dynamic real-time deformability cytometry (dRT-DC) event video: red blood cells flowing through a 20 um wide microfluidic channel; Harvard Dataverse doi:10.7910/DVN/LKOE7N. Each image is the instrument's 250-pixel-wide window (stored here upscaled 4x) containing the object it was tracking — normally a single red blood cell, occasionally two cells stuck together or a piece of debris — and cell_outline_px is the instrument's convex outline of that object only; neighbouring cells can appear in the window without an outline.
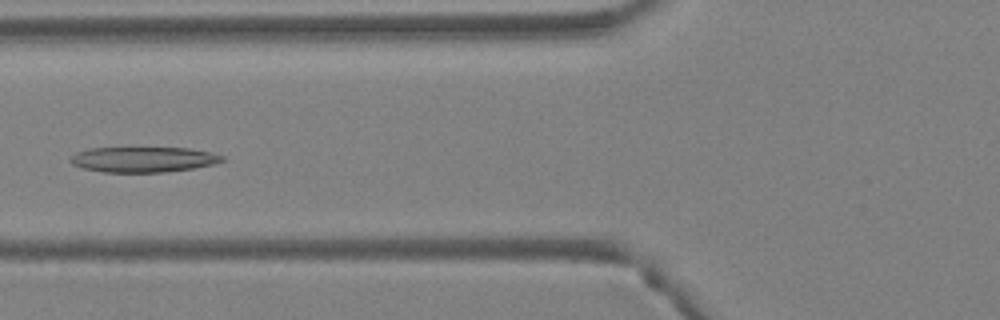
{"species": "Egyptian fruit bat (a non-hibernating species)", "species_latin": "Rousettus aegyptiacus", "temperature_condition": "warm", "stored_images_in_passage": 4, "camera_frame_rate_fps": 3000, "um_per_image_px": 0.085, "animal": {"sex": "female"}, "frame": {"image": 1, "passage_image": 4, "time_ms": 1.0, "image_size_px": [1000, 320], "cell_outline_px": [[224, 160], [212, 164], [192, 168], [164, 172], [104, 172], [84, 168], [72, 164], [68, 160], [76, 152], [88, 148], [132, 144], [192, 148], [212, 152], [224, 156]], "centroid_in_image_um": [12.14, 13.48], "position_along_channel_um": 113.7, "area_um2": 23.87}}